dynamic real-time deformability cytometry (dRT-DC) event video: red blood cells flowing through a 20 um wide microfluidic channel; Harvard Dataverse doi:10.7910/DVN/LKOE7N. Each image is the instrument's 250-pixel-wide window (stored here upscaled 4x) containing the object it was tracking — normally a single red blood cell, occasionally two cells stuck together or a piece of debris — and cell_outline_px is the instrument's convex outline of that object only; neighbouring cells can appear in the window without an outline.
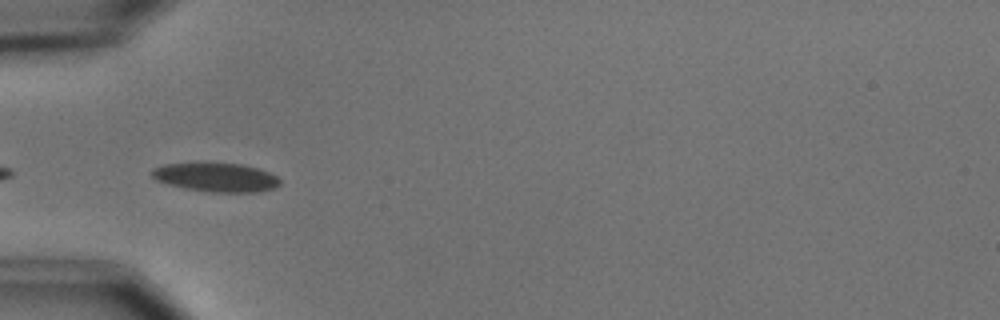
{"species": "common noctule bat (a hibernating species)", "species_latin": "Nyctalus noctula", "temperature_condition": "cold", "stored_images_in_passage": 7, "camera_frame_rate_fps": 3000, "um_per_image_px": 0.085, "animal": {"sex": "male", "body_mass_g": 15.6}, "frame": {"image": 1, "passage_image": 5, "time_ms": 4.667, "image_size_px": [1000, 320], "cell_outline_px": [[280, 184], [276, 188], [260, 192], [212, 192], [184, 188], [168, 184], [156, 180], [148, 172], [152, 168], [164, 164], [196, 160], [200, 160], [244, 164], [260, 168], [276, 176], [280, 180]], "centroid_in_image_um": [18.32, 15.02], "position_along_channel_um": 66.7, "area_um2": 22.72}}
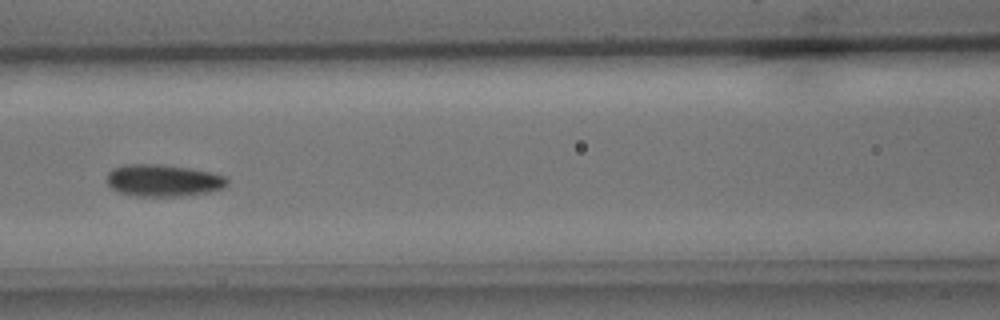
{"frame": {"image": 2, "passage_image": 7, "time_ms": 7.0, "image_size_px": [1000, 320], "cell_outline_px": [[228, 184], [224, 188], [208, 192], [180, 196], [136, 196], [120, 192], [112, 188], [108, 184], [108, 172], [112, 168], [124, 164], [160, 164], [188, 168], [208, 172], [224, 176], [228, 180]], "centroid_in_image_um": [13.86, 15.33], "position_along_channel_um": 152.7, "area_um2": 22.31}}